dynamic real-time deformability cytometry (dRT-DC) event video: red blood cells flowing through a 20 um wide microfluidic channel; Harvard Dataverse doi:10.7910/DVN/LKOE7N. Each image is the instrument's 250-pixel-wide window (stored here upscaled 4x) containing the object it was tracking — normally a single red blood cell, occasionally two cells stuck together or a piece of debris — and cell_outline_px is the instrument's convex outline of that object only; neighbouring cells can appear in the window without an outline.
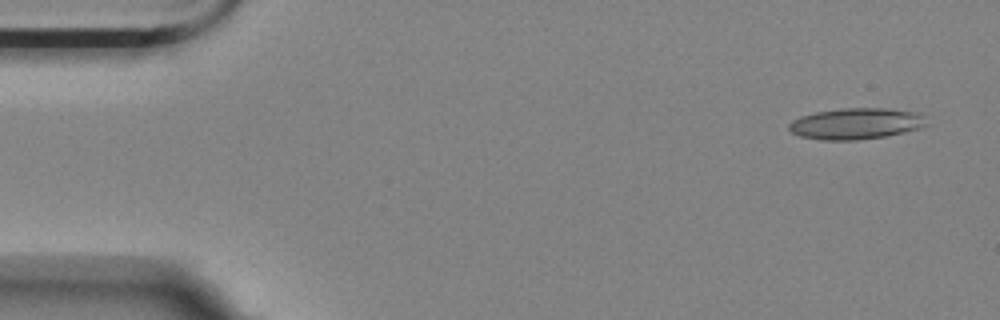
{"species": "Egyptian fruit bat (a non-hibernating species)", "species_latin": "Rousettus aegyptiacus", "temperature_condition": "room temperature", "stored_images_in_passage": 51, "camera_frame_rate_fps": 3000, "um_per_image_px": 0.085, "animal": {"sex": "female"}, "frame": {"image": 1, "passage_image": 1, "time_ms": 0.0, "image_size_px": [1000, 320], "cell_outline_px": [[928, 124], [920, 128], [884, 136], [856, 140], [820, 140], [800, 136], [792, 132], [788, 128], [788, 124], [792, 120], [800, 116], [816, 112], [840, 108], [884, 108], [916, 112], [924, 116]], "centroid_in_image_um": [72.73, 10.5], "position_along_channel_um": 12.3, "area_um2": 24.97}}
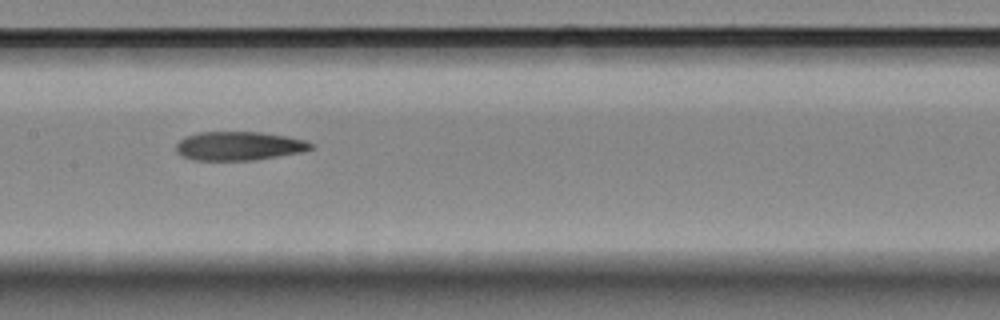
{"frame": {"image": 2, "passage_image": 25, "time_ms": 8.0, "image_size_px": [1000, 320], "cell_outline_px": [[316, 144], [312, 148], [304, 152], [252, 160], [196, 160], [180, 156], [176, 152], [176, 144], [184, 136], [200, 132], [260, 132], [284, 136], [304, 140]], "centroid_in_image_um": [20.3, 12.41], "position_along_channel_um": 187.1, "area_um2": 22.66}}
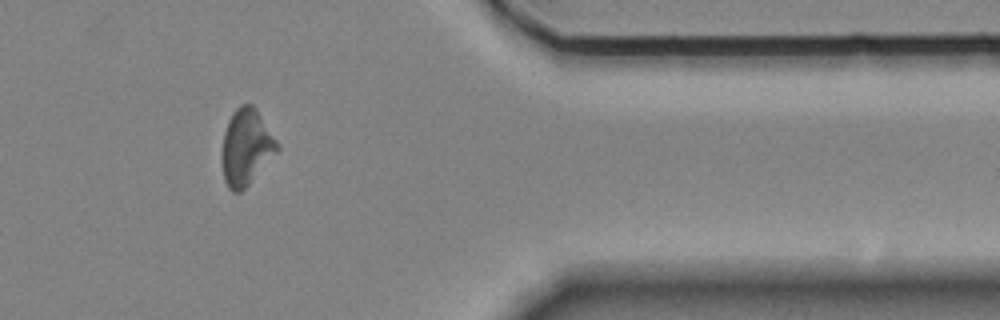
{"frame": {"image": 3, "passage_image": 44, "time_ms": 14.333, "image_size_px": [1000, 320], "cell_outline_px": [[280, 148], [248, 184], [240, 192], [232, 192], [228, 188], [224, 180], [220, 156], [224, 132], [228, 120], [232, 112], [240, 104], [252, 104], [256, 108], [280, 144]], "centroid_in_image_um": [20.9, 12.49], "position_along_channel_um": 390.5, "area_um2": 24.68}}